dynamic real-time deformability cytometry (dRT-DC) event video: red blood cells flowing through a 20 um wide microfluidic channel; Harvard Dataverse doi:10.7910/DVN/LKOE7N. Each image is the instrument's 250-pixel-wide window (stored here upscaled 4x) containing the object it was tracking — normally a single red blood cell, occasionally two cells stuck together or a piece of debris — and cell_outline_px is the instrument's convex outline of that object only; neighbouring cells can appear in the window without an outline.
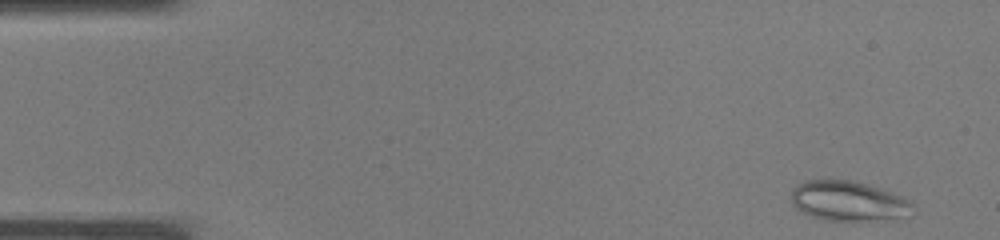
{"species": "common noctule bat (a hibernating species)", "species_latin": "Nyctalus noctula", "temperature_condition": "warm", "stored_images_in_passage": 36, "camera_frame_rate_fps": 3000, "um_per_image_px": 0.085, "animal": {"sex": "male", "body_mass_g": 19.0, "forearm_length_mm": 50.8}, "frame": {"image": 1, "passage_image": 1, "time_ms": 0.0, "image_size_px": [1000, 240], "cell_outline_px": [[912, 204], [896, 216], [860, 220], [824, 220], [812, 216], [796, 208], [792, 204], [792, 188], [796, 184], [804, 180], [852, 180], [868, 184], [904, 196]], "centroid_in_image_um": [71.94, 17.03], "position_along_channel_um": 13.1, "area_um2": 27.22}}
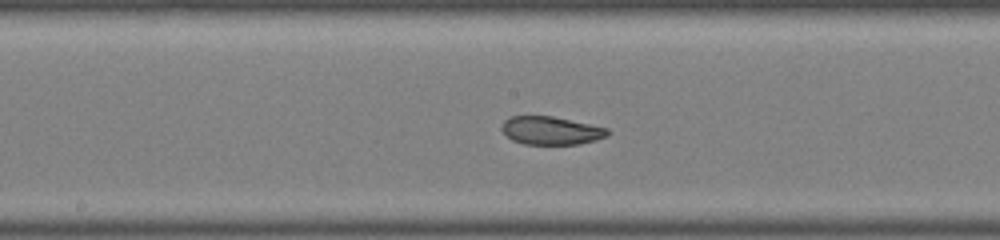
{"frame": {"image": 2, "passage_image": 18, "time_ms": 5.667, "image_size_px": [1000, 240], "cell_outline_px": [[612, 132], [608, 136], [596, 140], [580, 144], [524, 144], [512, 140], [500, 128], [504, 120], [512, 116], [552, 116], [608, 128]], "centroid_in_image_um": [46.86, 11.1], "position_along_channel_um": 201.3, "area_um2": 17.4}}
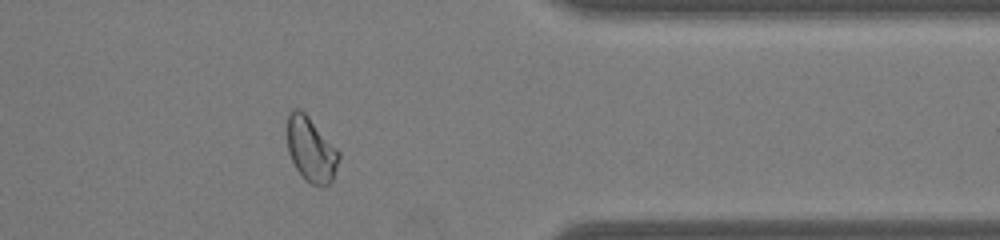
{"frame": {"image": 3, "passage_image": 29, "time_ms": 9.333, "image_size_px": [1000, 240], "cell_outline_px": [[340, 156], [332, 180], [324, 188], [320, 188], [304, 180], [296, 168], [288, 152], [288, 112], [292, 108], [300, 108], [308, 116], [340, 152]], "centroid_in_image_um": [26.43, 12.73], "position_along_channel_um": 385.0, "area_um2": 19.48}}